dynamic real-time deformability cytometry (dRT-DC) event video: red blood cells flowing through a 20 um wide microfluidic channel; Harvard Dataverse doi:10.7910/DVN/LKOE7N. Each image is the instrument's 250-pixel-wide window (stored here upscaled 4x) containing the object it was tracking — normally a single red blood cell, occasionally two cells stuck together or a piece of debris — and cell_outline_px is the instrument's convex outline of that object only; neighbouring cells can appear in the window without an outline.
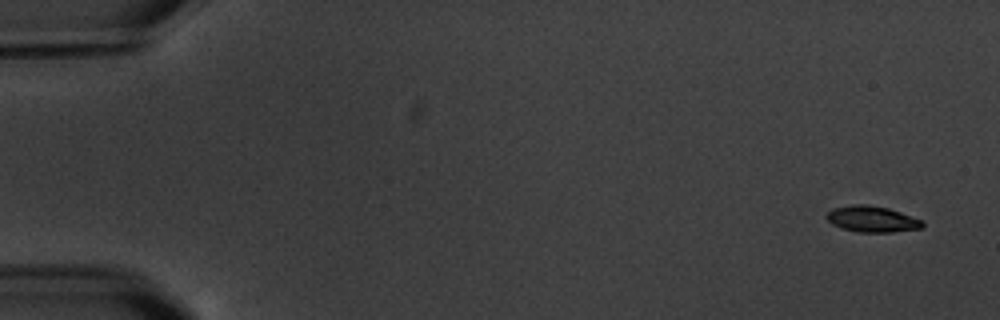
{"species": "common noctule bat (a hibernating species)", "species_latin": "Nyctalus noctula", "temperature_condition": "warm", "stored_images_in_passage": 11, "camera_frame_rate_fps": 3000, "um_per_image_px": 0.085, "animal": {"sex": "male", "body_mass_g": 20.1, "forearm_length_mm": 53.5}, "frame": {"image": 1, "passage_image": 1, "time_ms": 0.0, "image_size_px": [1000, 320], "cell_outline_px": [[924, 228], [892, 232], [856, 232], [840, 228], [832, 224], [824, 216], [832, 208], [852, 204], [868, 204], [888, 208], [924, 220]], "centroid_in_image_um": [74.12, 18.62], "position_along_channel_um": 10.9, "area_um2": 14.85}}
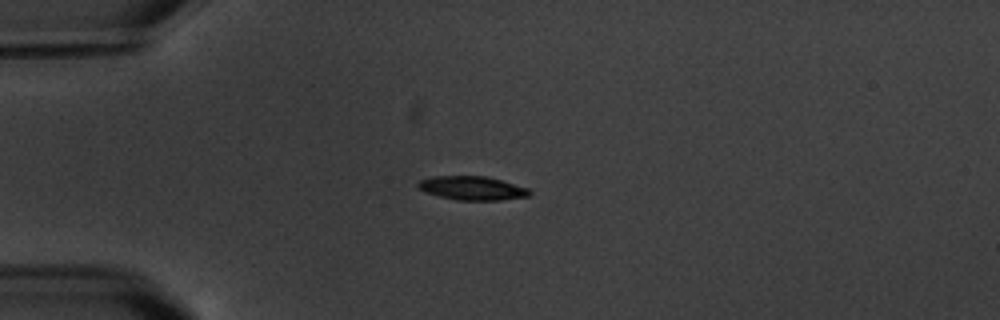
{"frame": {"image": 2, "passage_image": 4, "time_ms": 4.333, "image_size_px": [1000, 320], "cell_outline_px": [[532, 192], [528, 196], [500, 200], [456, 200], [424, 192], [416, 184], [420, 180], [432, 176], [484, 176], [500, 180], [528, 188]], "centroid_in_image_um": [40.12, 15.99], "position_along_channel_um": 44.9, "area_um2": 15.32}}
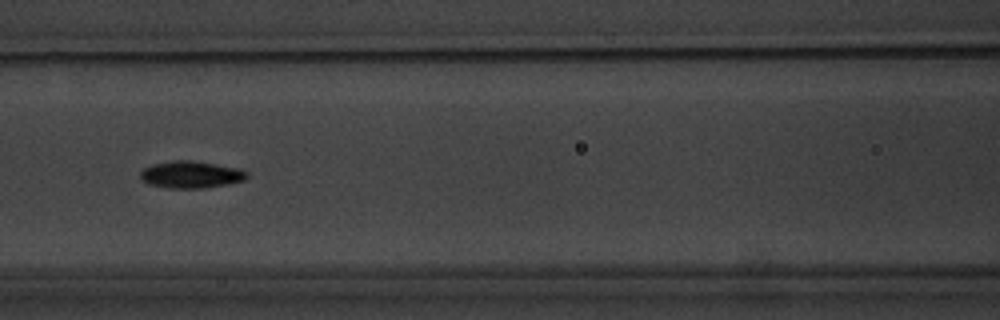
{"frame": {"image": 3, "passage_image": 7, "time_ms": 8.0, "image_size_px": [1000, 320], "cell_outline_px": [[248, 176], [244, 180], [228, 184], [204, 188], [168, 188], [148, 184], [140, 176], [140, 172], [144, 168], [152, 164], [172, 160], [192, 160], [240, 168], [248, 172]], "centroid_in_image_um": [16.25, 14.83], "position_along_channel_um": 150.4, "area_um2": 16.88}}